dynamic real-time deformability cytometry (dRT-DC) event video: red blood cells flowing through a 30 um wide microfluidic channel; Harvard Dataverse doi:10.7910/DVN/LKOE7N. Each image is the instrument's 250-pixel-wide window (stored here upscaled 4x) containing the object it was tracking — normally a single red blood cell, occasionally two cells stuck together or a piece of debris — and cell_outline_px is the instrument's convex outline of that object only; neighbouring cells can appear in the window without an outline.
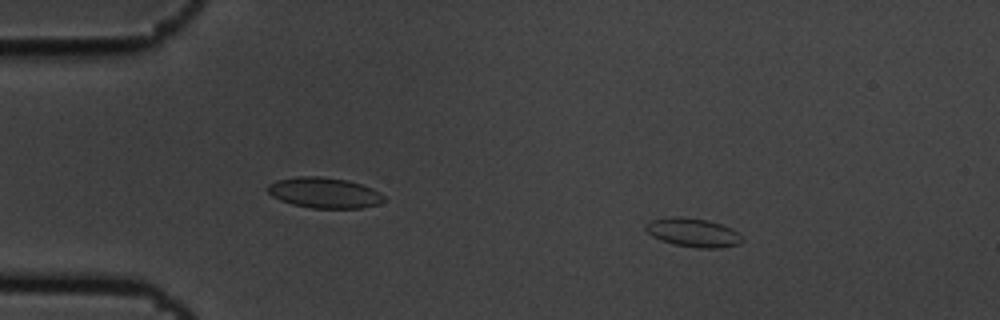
{"species": "common noctule bat (a hibernating species)", "species_latin": "Nyctalus noctula", "temperature_condition": "cold", "stored_images_in_passage": 5, "camera_frame_rate_fps": 3000, "um_per_image_px": 0.085, "animal": {"sex": "male", "body_mass_g": 19.5, "forearm_length_mm": 54.6}, "frame": {"image": 1, "passage_image": 2, "time_ms": 0.333, "image_size_px": [1000, 320], "cell_outline_px": [[744, 240], [740, 244], [720, 248], [696, 248], [672, 244], [660, 240], [652, 236], [644, 228], [644, 224], [652, 220], [668, 216], [684, 216], [708, 220], [732, 228]], "centroid_in_image_um": [58.88, 19.76], "position_along_channel_um": 26.1, "area_um2": 16.42}}
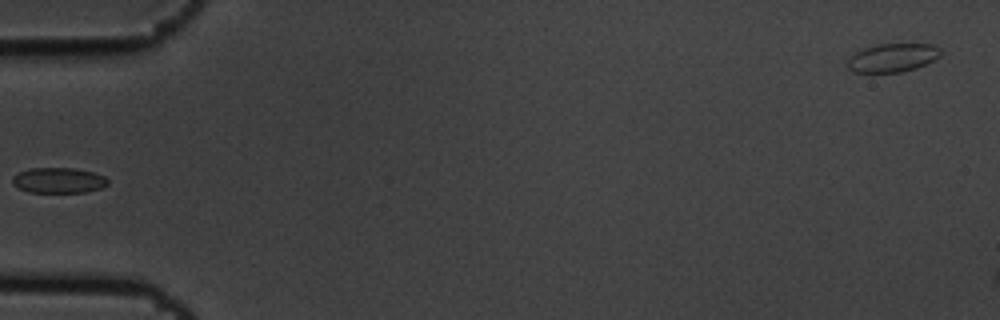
{"frame": {"image": 2, "passage_image": 4, "time_ms": 1.0, "image_size_px": [1000, 320], "cell_outline_px": [[108, 184], [100, 188], [84, 192], [28, 192], [12, 184], [12, 176], [20, 172], [32, 168], [76, 168], [92, 172], [104, 176], [108, 180]], "centroid_in_image_um": [4.97, 15.33], "position_along_channel_um": 80.0, "area_um2": 14.05}}
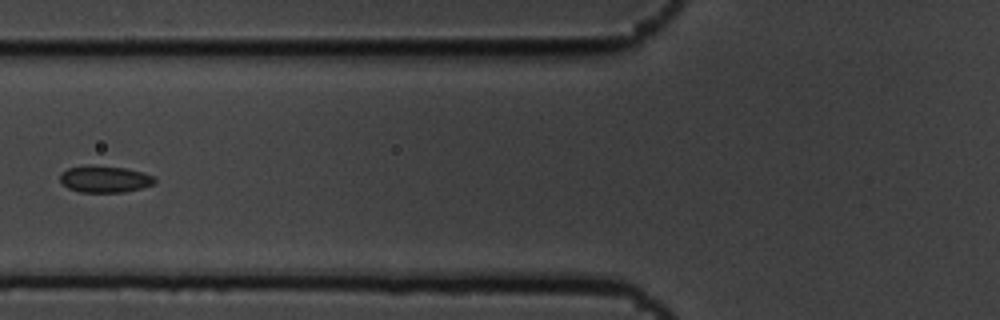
{"frame": {"image": 3, "passage_image": 5, "time_ms": 1.333, "image_size_px": [1000, 320], "cell_outline_px": [[156, 180], [152, 184], [140, 188], [124, 192], [80, 192], [68, 188], [60, 184], [60, 172], [68, 168], [88, 164], [128, 168], [144, 172], [156, 176]], "centroid_in_image_um": [8.88, 15.2], "position_along_channel_um": 116.9, "area_um2": 15.09}}